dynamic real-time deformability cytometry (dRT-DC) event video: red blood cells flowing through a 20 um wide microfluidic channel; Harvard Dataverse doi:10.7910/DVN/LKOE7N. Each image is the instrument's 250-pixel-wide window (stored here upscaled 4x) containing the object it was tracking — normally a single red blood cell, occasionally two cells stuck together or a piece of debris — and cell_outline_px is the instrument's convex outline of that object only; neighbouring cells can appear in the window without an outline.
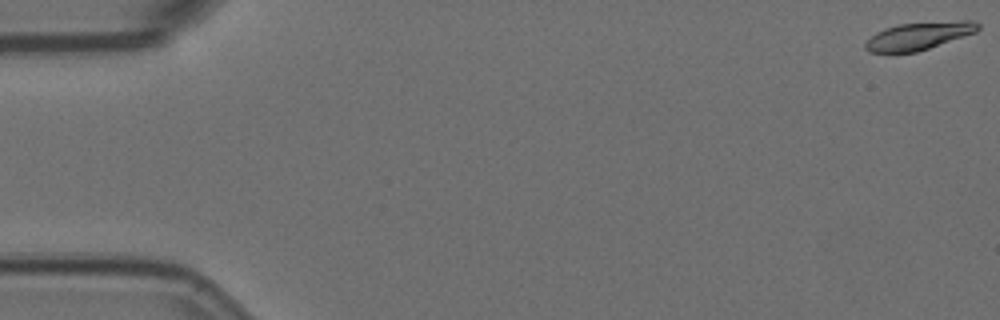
{"species": "Egyptian fruit bat (a non-hibernating species)", "species_latin": "Rousettus aegyptiacus", "temperature_condition": "room temperature", "stored_images_in_passage": 57, "camera_frame_rate_fps": 3000, "um_per_image_px": 0.085, "animal": {"sex": "female"}, "frame": {"image": 1, "passage_image": 1, "time_ms": 0.0, "image_size_px": [1000, 320], "cell_outline_px": [[980, 28], [976, 32], [916, 52], [868, 52], [864, 48], [864, 44], [876, 32], [884, 28], [900, 24], [964, 20], [972, 20], [980, 24]], "centroid_in_image_um": [78.1, 3.04], "position_along_channel_um": 6.9, "area_um2": 17.92}}
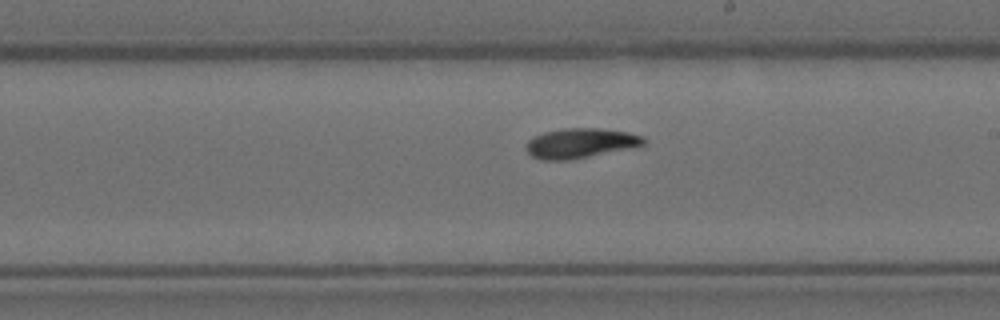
{"frame": {"image": 2, "passage_image": 33, "time_ms": 10.667, "image_size_px": [1000, 320], "cell_outline_px": [[648, 140], [644, 144], [632, 148], [568, 160], [540, 160], [532, 156], [524, 148], [524, 144], [532, 136], [544, 132], [564, 128], [600, 128], [628, 132], [644, 136]], "centroid_in_image_um": [49.32, 12.16], "position_along_channel_um": 239.7, "area_um2": 20.69}}
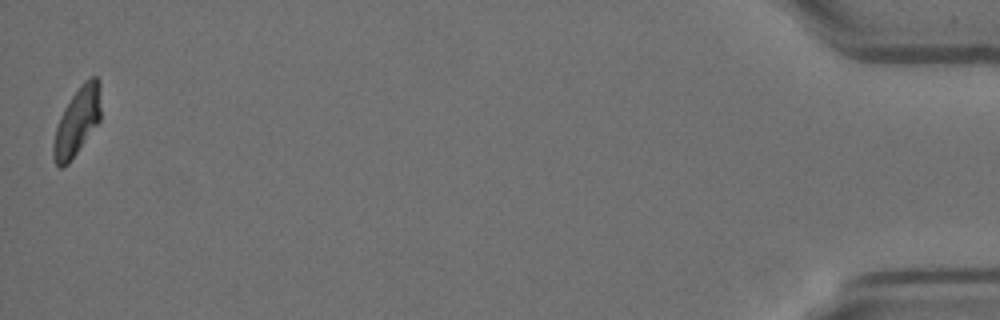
{"frame": {"image": 3, "passage_image": 57, "time_ms": 18.667, "image_size_px": [1000, 320], "cell_outline_px": [[100, 120], [68, 164], [60, 168], [56, 164], [52, 156], [52, 144], [56, 128], [60, 116], [64, 108], [80, 84], [84, 80], [92, 76], [96, 76], [100, 80]], "centroid_in_image_um": [6.54, 10.3], "position_along_channel_um": 428.7, "area_um2": 18.73}, "authors_computed_cell_mechanics": {"area_um2": 19.4786, "velocity_mm_per_s": 3.5661, "shape_relaxation_time_tau1_ms": 7.206, "shape_relaxation_time_tau2_ms": null, "deformation_change_tau1": 0.1953, "deformation_change_tau2": null}}